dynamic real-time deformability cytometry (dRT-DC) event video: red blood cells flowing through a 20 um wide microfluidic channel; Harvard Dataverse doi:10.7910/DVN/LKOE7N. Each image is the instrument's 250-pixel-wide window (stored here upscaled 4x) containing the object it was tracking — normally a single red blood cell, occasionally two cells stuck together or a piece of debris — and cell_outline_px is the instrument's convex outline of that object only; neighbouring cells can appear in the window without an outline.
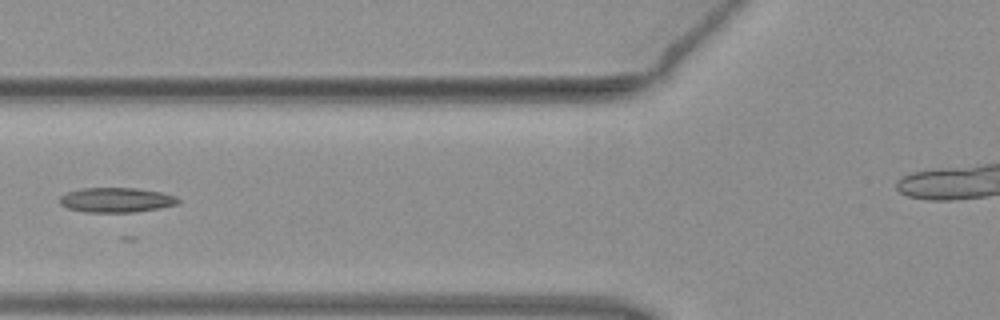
{"species": "common noctule bat (a hibernating species)", "species_latin": "Nyctalus noctula", "temperature_condition": "warm", "stored_images_in_passage": 6, "camera_frame_rate_fps": 3000, "um_per_image_px": 0.085, "animal": {"sex": "female", "body_mass_g": 19.3, "forearm_length_mm": 54.1}, "frame": {"image": 1, "passage_image": 6, "time_ms": 1.667, "image_size_px": [1000, 320], "cell_outline_px": [[180, 204], [160, 208], [136, 212], [84, 212], [68, 208], [60, 204], [60, 196], [68, 192], [80, 188], [136, 188], [160, 192], [176, 196], [180, 200]], "centroid_in_image_um": [9.91, 17.0], "position_along_channel_um": 115.9, "area_um2": 17.17}}